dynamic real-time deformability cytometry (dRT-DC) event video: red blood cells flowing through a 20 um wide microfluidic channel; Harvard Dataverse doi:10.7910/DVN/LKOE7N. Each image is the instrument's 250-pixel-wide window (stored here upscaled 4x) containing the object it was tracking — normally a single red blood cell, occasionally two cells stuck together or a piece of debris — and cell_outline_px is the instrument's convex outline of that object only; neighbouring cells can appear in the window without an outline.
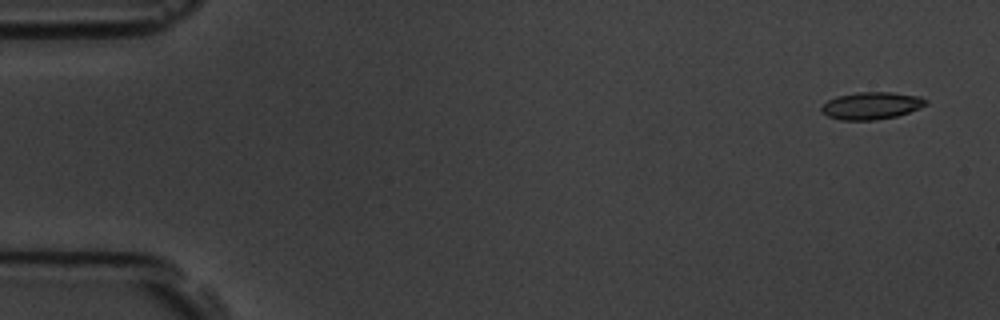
{"species": "common noctule bat (a hibernating species)", "species_latin": "Nyctalus noctula", "temperature_condition": "room temperature", "stored_images_in_passage": 6, "camera_frame_rate_fps": 3000, "um_per_image_px": 0.085, "animal": {"sex": "male", "body_mass_g": 19.5, "forearm_length_mm": 54.6}, "frame": {"image": 1, "passage_image": 1, "time_ms": 0.0, "image_size_px": [1000, 320], "cell_outline_px": [[928, 104], [920, 108], [896, 116], [872, 120], [840, 120], [828, 116], [820, 112], [820, 108], [828, 100], [836, 96], [856, 92], [892, 92], [920, 96], [928, 100]], "centroid_in_image_um": [74.07, 8.97], "position_along_channel_um": 10.9, "area_um2": 16.7}}
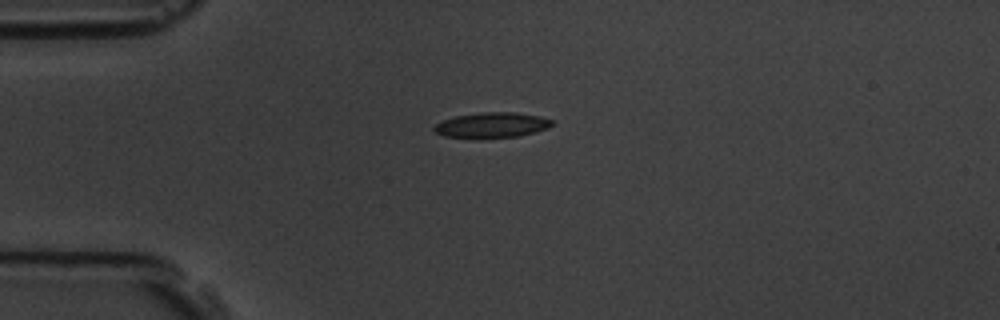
{"frame": {"image": 2, "passage_image": 4, "time_ms": 3.667, "image_size_px": [1000, 320], "cell_outline_px": [[556, 124], [548, 128], [536, 132], [516, 136], [444, 136], [436, 132], [432, 128], [436, 124], [444, 120], [456, 116], [484, 112], [516, 112], [540, 116], [552, 120]], "centroid_in_image_um": [41.89, 10.59], "position_along_channel_um": 43.1, "area_um2": 16.76}}
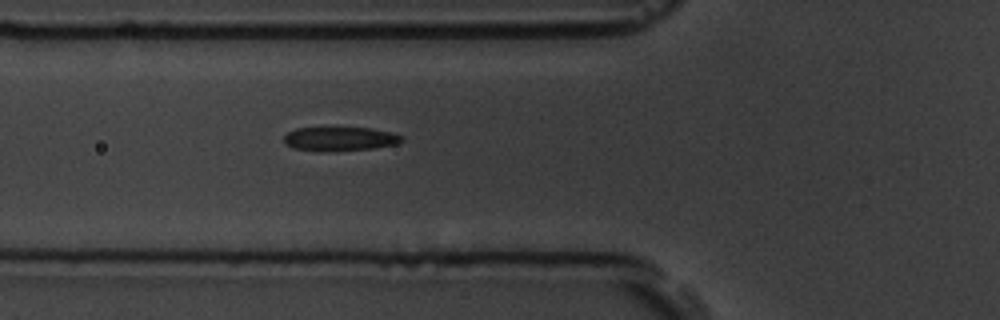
{"frame": {"image": 3, "passage_image": 6, "time_ms": 5.667, "image_size_px": [1000, 320], "cell_outline_px": [[404, 140], [396, 144], [372, 148], [324, 152], [320, 152], [292, 148], [284, 144], [284, 136], [288, 132], [296, 128], [372, 128], [392, 132], [404, 136]], "centroid_in_image_um": [28.88, 11.81], "position_along_channel_um": 96.9, "area_um2": 16.65}}